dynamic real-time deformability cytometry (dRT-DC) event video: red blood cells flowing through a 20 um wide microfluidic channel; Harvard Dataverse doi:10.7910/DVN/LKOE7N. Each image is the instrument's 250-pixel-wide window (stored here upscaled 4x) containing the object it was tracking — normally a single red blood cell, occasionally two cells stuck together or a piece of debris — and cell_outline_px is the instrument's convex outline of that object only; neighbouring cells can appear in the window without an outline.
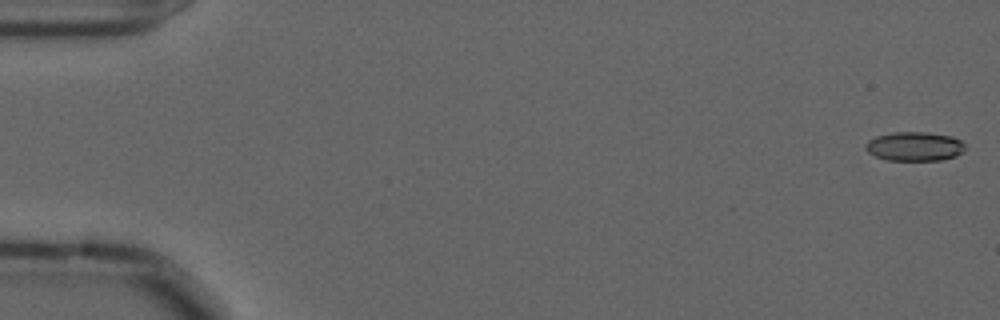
{"species": "common noctule bat (a hibernating species)", "species_latin": "Nyctalus noctula", "temperature_condition": "cold", "stored_images_in_passage": 57, "camera_frame_rate_fps": 3000, "um_per_image_px": 0.085, "animal": {"sex": "male", "forearm_length_mm": 52.5}, "frame": {"image": 1, "passage_image": 1, "time_ms": 0.0, "image_size_px": [1000, 320], "cell_outline_px": [[964, 152], [956, 156], [940, 160], [888, 160], [876, 156], [868, 152], [864, 148], [864, 144], [868, 140], [876, 136], [892, 132], [928, 132], [952, 136], [960, 140], [964, 144]], "centroid_in_image_um": [77.73, 12.43], "position_along_channel_um": 7.3, "area_um2": 16.99}}
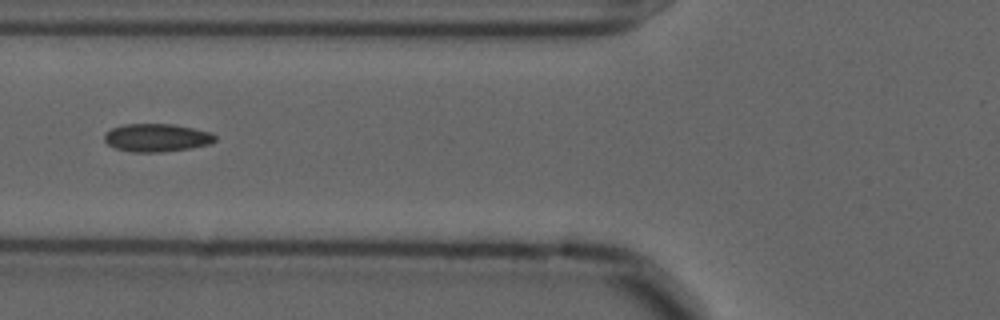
{"frame": {"image": 2, "passage_image": 22, "time_ms": 7.0, "image_size_px": [1000, 320], "cell_outline_px": [[216, 140], [212, 144], [188, 148], [160, 152], [136, 152], [116, 148], [108, 144], [104, 140], [104, 132], [112, 128], [124, 124], [172, 124], [212, 132], [216, 136]], "centroid_in_image_um": [13.33, 11.7], "position_along_channel_um": 112.5, "area_um2": 18.03}}
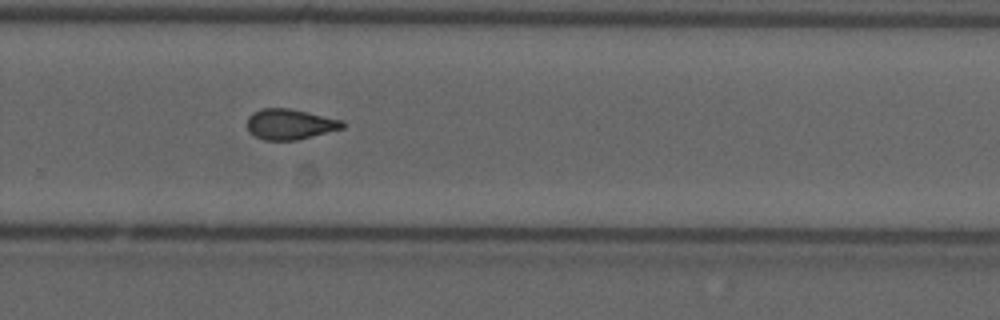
{"frame": {"image": 3, "passage_image": 38, "time_ms": 12.333, "image_size_px": [1000, 320], "cell_outline_px": [[344, 128], [296, 140], [264, 140], [248, 132], [248, 116], [252, 112], [260, 108], [288, 108], [308, 112], [344, 120]], "centroid_in_image_um": [24.64, 10.55], "position_along_channel_um": 305.2, "area_um2": 16.99}, "authors_computed_cell_mechanics": {"area_um2": 17.1088, "velocity_mm_per_s": 3.6138, "shape_relaxation_time_tau1_ms": null, "shape_relaxation_time_tau2_ms": 2.928, "deformation_change_tau1": null, "deformation_change_tau2": 0.104}}